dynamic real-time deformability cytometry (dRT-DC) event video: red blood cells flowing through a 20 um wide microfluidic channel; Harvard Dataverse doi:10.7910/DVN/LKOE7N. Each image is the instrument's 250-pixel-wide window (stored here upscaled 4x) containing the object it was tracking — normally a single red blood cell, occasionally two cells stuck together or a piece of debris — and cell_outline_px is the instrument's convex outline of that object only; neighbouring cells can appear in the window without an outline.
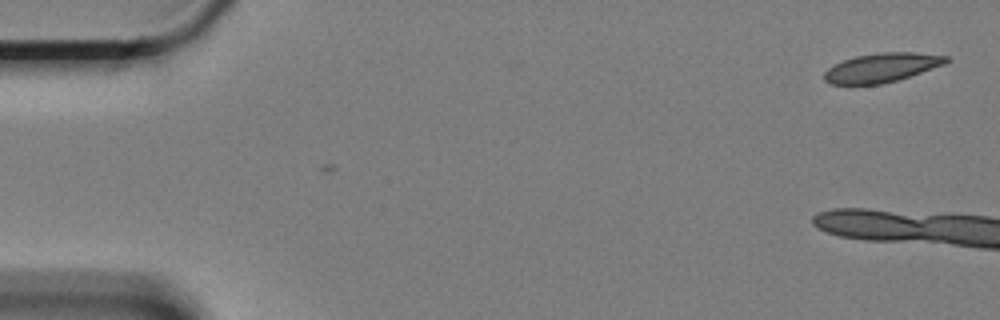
{"species": "Egyptian fruit bat (a non-hibernating species)", "species_latin": "Rousettus aegyptiacus", "temperature_condition": "cold", "stored_images_in_passage": 2, "camera_frame_rate_fps": 3000, "um_per_image_px": 0.085, "animal": {"sex": "female"}, "frame": {"image": 1, "passage_image": 2, "time_ms": 0.333, "image_size_px": [1000, 320], "cell_outline_px": [[952, 60], [944, 64], [896, 80], [880, 84], [828, 84], [824, 80], [824, 72], [828, 68], [844, 60], [856, 56], [880, 52], [916, 52], [948, 56]], "centroid_in_image_um": [74.95, 5.74], "position_along_channel_um": 10.1, "area_um2": 20.46}}